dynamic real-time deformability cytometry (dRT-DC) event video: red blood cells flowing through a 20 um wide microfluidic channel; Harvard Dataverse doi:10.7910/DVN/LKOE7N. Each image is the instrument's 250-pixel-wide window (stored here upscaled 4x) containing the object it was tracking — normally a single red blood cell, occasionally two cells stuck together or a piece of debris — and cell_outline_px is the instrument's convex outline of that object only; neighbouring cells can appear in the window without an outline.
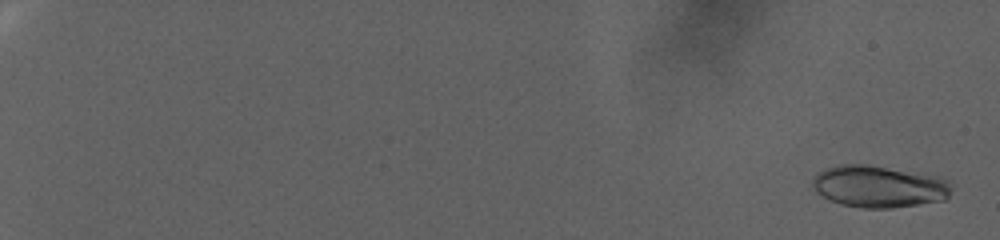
{"species": "human", "species_latin": "Homo sapiens", "temperature_condition": "warm", "stored_images_in_passage": 103, "camera_frame_rate_fps": 3000, "um_per_image_px": 0.085, "donor": {"sex": "female"}, "frame": {"image": 1, "passage_image": 4, "time_ms": 1.0, "image_size_px": [1000, 240], "cell_outline_px": [[948, 196], [944, 200], [892, 208], [860, 208], [840, 204], [816, 192], [812, 184], [812, 180], [820, 172], [828, 168], [840, 164], [868, 164], [940, 176], [948, 184]], "centroid_in_image_um": [74.68, 15.85], "position_along_channel_um": 10.3, "area_um2": 33.58}}
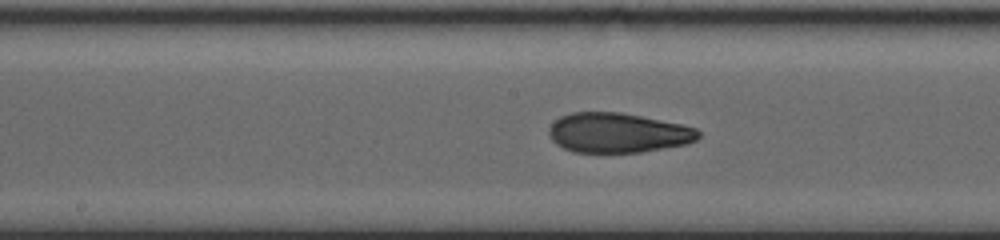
{"frame": {"image": 2, "passage_image": 63, "time_ms": 20.667, "image_size_px": [1000, 240], "cell_outline_px": [[700, 136], [696, 140], [684, 144], [640, 152], [572, 152], [556, 144], [548, 136], [548, 128], [560, 116], [572, 112], [620, 112], [680, 124], [696, 128], [700, 132]], "centroid_in_image_um": [52.47, 11.28], "position_along_channel_um": 195.7, "area_um2": 34.45}}
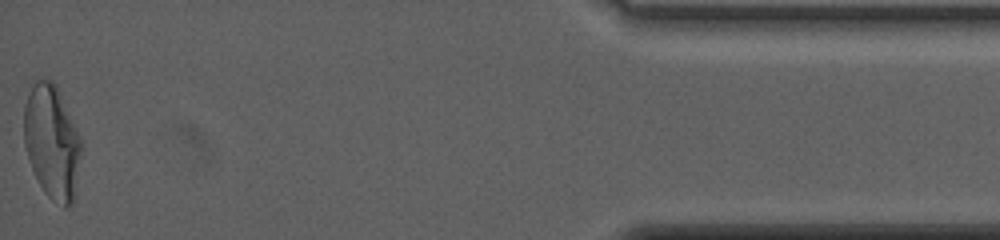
{"frame": {"image": 3, "passage_image": 103, "time_ms": 34.0, "image_size_px": [1000, 240], "cell_outline_px": [[80, 156], [72, 204], [68, 208], [64, 208], [52, 200], [44, 192], [32, 168], [24, 144], [24, 104], [28, 92], [36, 76], [52, 80], [56, 84], [80, 140]], "centroid_in_image_um": [4.37, 12.02], "position_along_channel_um": 430.8, "area_um2": 37.51}, "authors_computed_cell_mechanics": {"area_um2": 34.4488, "velocity_mm_per_s": 2.2424, "shape_relaxation_time_tau1_ms": null, "shape_relaxation_time_tau2_ms": 1.9682, "deformation_change_tau1": null, "deformation_change_tau2": 0.0709}}